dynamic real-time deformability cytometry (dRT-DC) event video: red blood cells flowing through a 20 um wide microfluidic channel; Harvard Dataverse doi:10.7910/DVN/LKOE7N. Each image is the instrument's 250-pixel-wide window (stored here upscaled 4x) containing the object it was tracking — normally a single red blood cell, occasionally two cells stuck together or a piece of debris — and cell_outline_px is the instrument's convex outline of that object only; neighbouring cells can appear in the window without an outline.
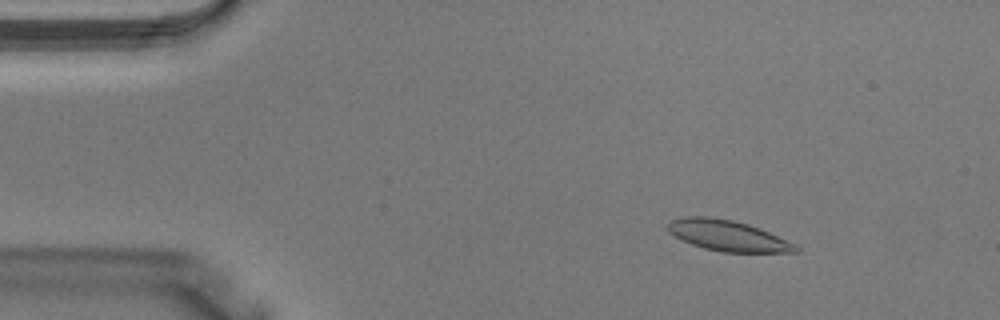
{"species": "Egyptian fruit bat (a non-hibernating species)", "species_latin": "Rousettus aegyptiacus", "temperature_condition": "warm", "stored_images_in_passage": 40, "camera_frame_rate_fps": 3000, "um_per_image_px": 0.085, "animal": {"sex": "male"}, "frame": {"image": 1, "passage_image": 6, "time_ms": 1.667, "image_size_px": [1000, 320], "cell_outline_px": [[800, 252], [724, 252], [704, 248], [692, 244], [668, 232], [668, 224], [672, 220], [684, 216], [708, 216], [732, 220], [748, 224], [768, 232], [796, 244], [800, 248]], "centroid_in_image_um": [61.87, 20.03], "position_along_channel_um": 23.1, "area_um2": 22.66}}
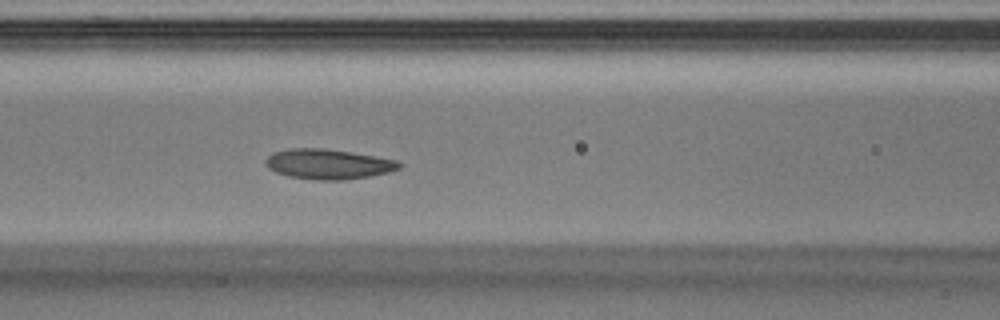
{"frame": {"image": 2, "passage_image": 17, "time_ms": 5.333, "image_size_px": [1000, 320], "cell_outline_px": [[404, 164], [400, 168], [388, 172], [368, 176], [344, 180], [312, 180], [288, 176], [276, 172], [268, 168], [264, 160], [268, 156], [276, 152], [288, 148], [324, 148], [396, 160]], "centroid_in_image_um": [27.87, 13.95], "position_along_channel_um": 138.7, "area_um2": 23.24}}
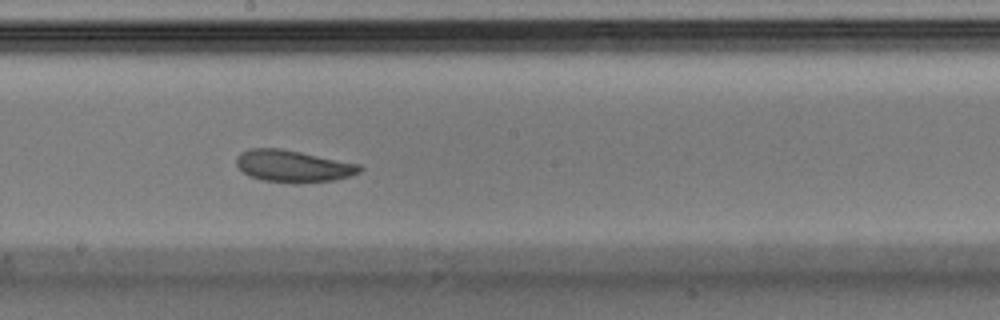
{"frame": {"image": 3, "passage_image": 22, "time_ms": 7.0, "image_size_px": [1000, 320], "cell_outline_px": [[364, 168], [360, 172], [336, 180], [296, 184], [264, 180], [248, 176], [236, 164], [236, 160], [240, 152], [248, 148], [280, 148], [360, 164]], "centroid_in_image_um": [24.92, 14.13], "position_along_channel_um": 223.3, "area_um2": 23.06}}